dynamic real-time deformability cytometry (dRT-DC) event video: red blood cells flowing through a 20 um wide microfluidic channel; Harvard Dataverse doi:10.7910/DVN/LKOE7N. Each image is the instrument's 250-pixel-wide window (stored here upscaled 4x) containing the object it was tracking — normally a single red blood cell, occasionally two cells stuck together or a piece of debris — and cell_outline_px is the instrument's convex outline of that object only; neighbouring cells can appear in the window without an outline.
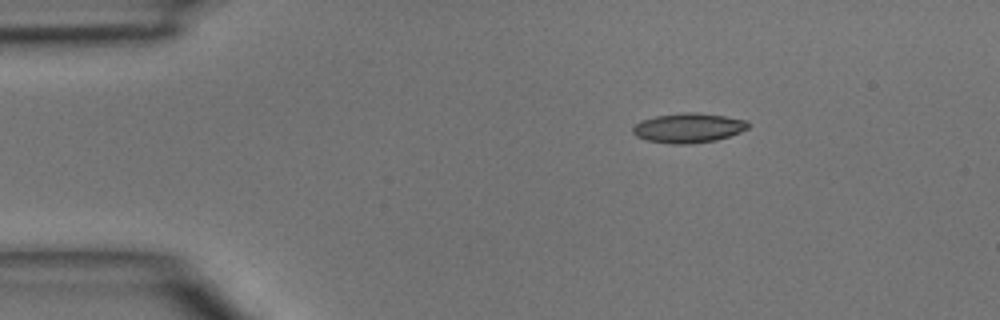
{"species": "common noctule bat (a hibernating species)", "species_latin": "Nyctalus noctula", "temperature_condition": "room temperature", "stored_images_in_passage": 40, "camera_frame_rate_fps": 3000, "um_per_image_px": 0.085, "animal": {"sex": "male", "body_mass_g": 15.6}, "frame": {"image": 1, "passage_image": 1, "time_ms": 0.0, "image_size_px": [1000, 320], "cell_outline_px": [[748, 128], [740, 132], [716, 140], [688, 144], [672, 144], [644, 140], [636, 136], [632, 132], [632, 128], [640, 120], [656, 116], [684, 112], [696, 112], [724, 116], [748, 120]], "centroid_in_image_um": [58.48, 10.87], "position_along_channel_um": 26.5, "area_um2": 19.94}}
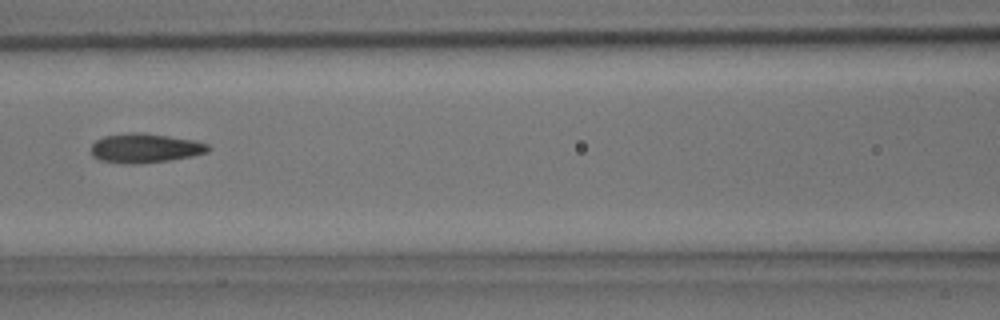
{"frame": {"image": 2, "passage_image": 14, "time_ms": 4.333, "image_size_px": [1000, 320], "cell_outline_px": [[212, 148], [208, 152], [192, 156], [168, 160], [136, 164], [128, 164], [100, 160], [92, 156], [92, 144], [96, 140], [104, 136], [132, 132], [140, 132], [196, 140], [208, 144]], "centroid_in_image_um": [12.35, 12.59], "position_along_channel_um": 154.2, "area_um2": 20.0}}
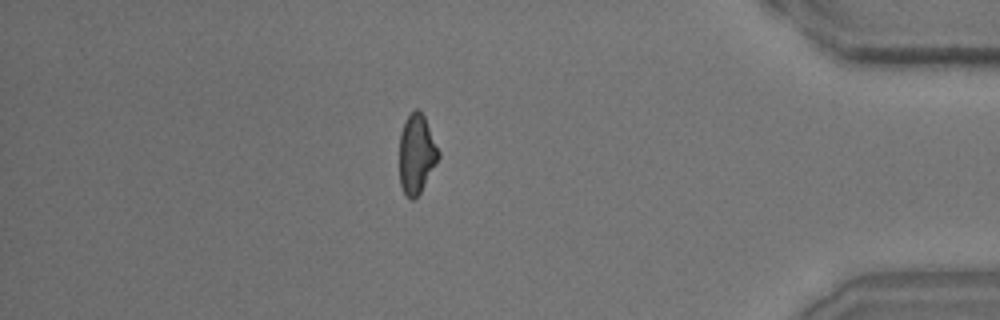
{"frame": {"image": 3, "passage_image": 34, "time_ms": 11.0, "image_size_px": [1000, 320], "cell_outline_px": [[440, 156], [420, 192], [412, 200], [404, 196], [400, 184], [400, 132], [408, 116], [416, 108], [424, 116], [440, 152]], "centroid_in_image_um": [35.4, 13.11], "position_along_channel_um": 399.8, "area_um2": 17.8}}